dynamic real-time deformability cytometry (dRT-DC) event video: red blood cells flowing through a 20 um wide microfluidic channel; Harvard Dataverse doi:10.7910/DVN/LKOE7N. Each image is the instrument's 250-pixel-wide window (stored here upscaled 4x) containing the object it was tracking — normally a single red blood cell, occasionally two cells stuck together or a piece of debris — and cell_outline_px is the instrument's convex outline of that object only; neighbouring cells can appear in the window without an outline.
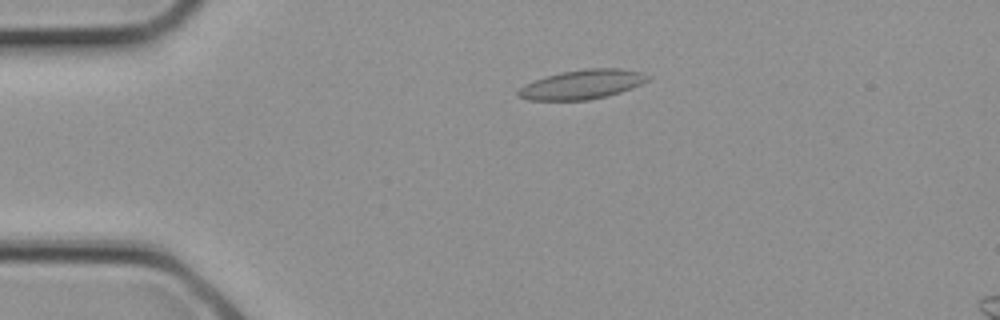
{"species": "common noctule bat (a hibernating species)", "species_latin": "Nyctalus noctula", "temperature_condition": "cold", "stored_images_in_passage": 2, "camera_frame_rate_fps": 3000, "um_per_image_px": 0.085, "animal": {"sex": "female", "body_mass_g": 21.9}, "frame": {"image": 1, "passage_image": 1, "time_ms": 0.0, "image_size_px": [1000, 320], "cell_outline_px": [[652, 76], [648, 80], [632, 88], [608, 96], [588, 100], [528, 100], [520, 96], [516, 92], [524, 84], [560, 72], [584, 68], [620, 68], [644, 72]], "centroid_in_image_um": [49.53, 7.16], "position_along_channel_um": 35.5, "area_um2": 22.2}}